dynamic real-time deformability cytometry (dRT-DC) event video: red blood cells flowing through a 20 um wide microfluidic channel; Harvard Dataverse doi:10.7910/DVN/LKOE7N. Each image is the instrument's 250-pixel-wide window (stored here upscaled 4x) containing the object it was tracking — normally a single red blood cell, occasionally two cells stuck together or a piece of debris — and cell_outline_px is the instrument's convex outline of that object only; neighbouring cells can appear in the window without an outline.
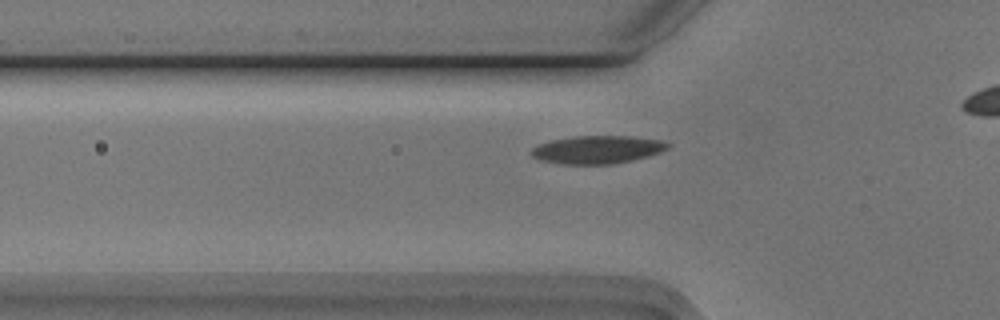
{"species": "Egyptian fruit bat (a non-hibernating species)", "species_latin": "Rousettus aegyptiacus", "temperature_condition": "cold", "stored_images_in_passage": 41, "camera_frame_rate_fps": 3000, "um_per_image_px": 0.085, "animal": {"sex": "male"}, "frame": {"image": 1, "passage_image": 14, "time_ms": 4.333, "image_size_px": [1000, 320], "cell_outline_px": [[672, 144], [668, 148], [660, 152], [648, 156], [612, 164], [560, 164], [540, 160], [532, 156], [532, 148], [540, 144], [552, 140], [572, 136], [632, 136], [668, 140]], "centroid_in_image_um": [50.84, 12.7], "position_along_channel_um": 75.0, "area_um2": 22.37}}
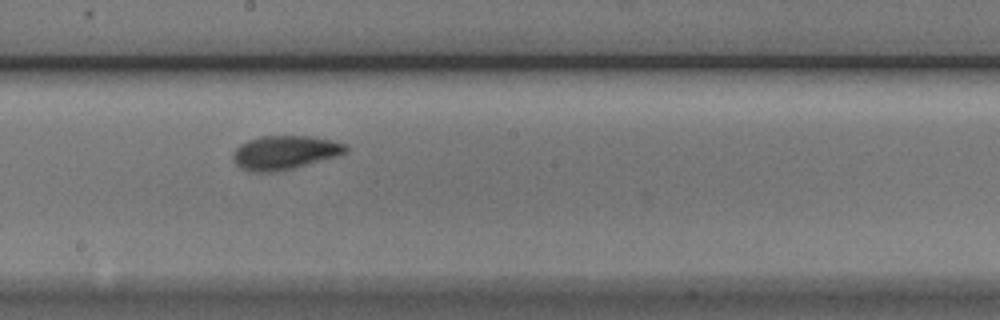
{"frame": {"image": 2, "passage_image": 26, "time_ms": 8.333, "image_size_px": [1000, 320], "cell_outline_px": [[348, 152], [340, 156], [276, 172], [252, 172], [240, 168], [236, 164], [232, 156], [232, 152], [240, 144], [248, 140], [260, 136], [308, 136], [332, 140], [348, 144]], "centroid_in_image_um": [24.22, 12.96], "position_along_channel_um": 224.0, "area_um2": 22.48}}
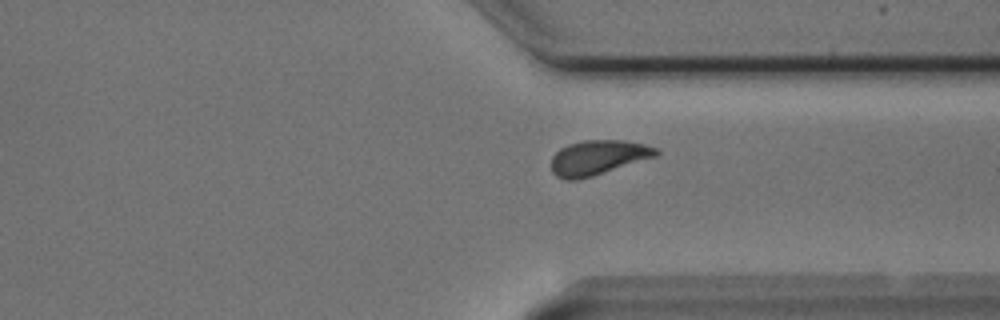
{"frame": {"image": 3, "passage_image": 37, "time_ms": 12.0, "image_size_px": [1000, 320], "cell_outline_px": [[660, 152], [656, 156], [592, 176], [576, 180], [568, 180], [556, 176], [552, 172], [552, 156], [560, 148], [568, 144], [584, 140], [624, 140], [644, 144], [660, 148]], "centroid_in_image_um": [50.84, 13.38], "position_along_channel_um": 360.6, "area_um2": 21.15}}